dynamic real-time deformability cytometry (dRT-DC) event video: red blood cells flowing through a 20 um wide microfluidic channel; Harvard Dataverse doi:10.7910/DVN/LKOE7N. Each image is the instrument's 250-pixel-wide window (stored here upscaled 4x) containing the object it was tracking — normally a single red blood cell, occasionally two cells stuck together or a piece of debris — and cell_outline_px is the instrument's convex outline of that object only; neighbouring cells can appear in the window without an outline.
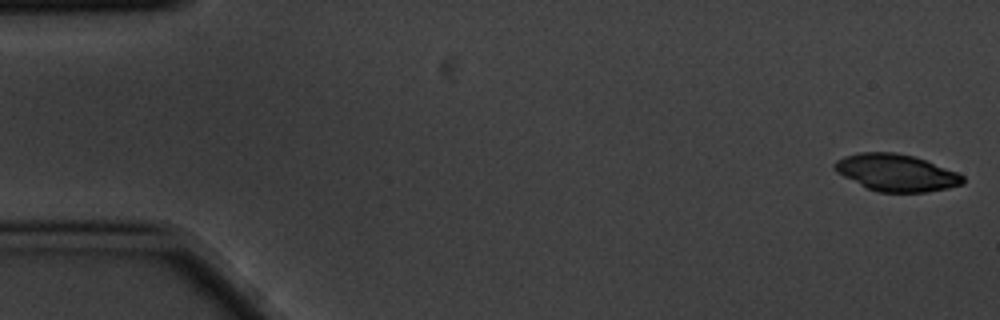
{"species": "common noctule bat (a hibernating species)", "species_latin": "Nyctalus noctula", "temperature_condition": "cold", "stored_images_in_passage": 5, "camera_frame_rate_fps": 3000, "um_per_image_px": 0.085, "animal": {"sex": "male", "body_mass_g": 20.1, "forearm_length_mm": 53.5}, "frame": {"image": 1, "passage_image": 1, "time_ms": 0.0, "image_size_px": [1000, 320], "cell_outline_px": [[964, 184], [948, 188], [924, 192], [880, 192], [868, 188], [836, 172], [832, 168], [832, 164], [836, 160], [844, 156], [860, 152], [896, 152], [912, 156], [924, 160], [956, 172], [964, 176]], "centroid_in_image_um": [76.15, 14.67], "position_along_channel_um": 8.8, "area_um2": 27.4}}